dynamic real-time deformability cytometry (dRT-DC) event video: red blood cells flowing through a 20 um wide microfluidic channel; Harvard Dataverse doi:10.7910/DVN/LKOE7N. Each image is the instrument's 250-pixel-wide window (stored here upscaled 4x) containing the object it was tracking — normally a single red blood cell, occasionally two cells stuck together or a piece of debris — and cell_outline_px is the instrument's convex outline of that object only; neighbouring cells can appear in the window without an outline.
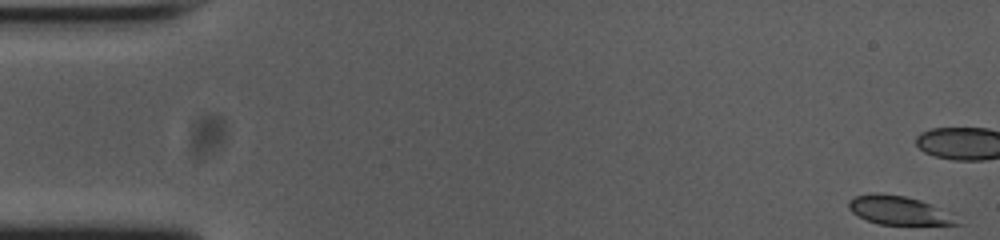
{"species": "common noctule bat (a hibernating species)", "species_latin": "Nyctalus noctula", "temperature_condition": "cold", "stored_images_in_passage": 55, "camera_frame_rate_fps": 3000, "um_per_image_px": 0.085, "animal": {"sex": "female", "body_mass_g": 23.0, "forearm_length_mm": 53.4}, "frame": {"image": 1, "passage_image": 1, "time_ms": 0.0, "image_size_px": [1000, 240], "cell_outline_px": [[960, 224], [880, 224], [868, 220], [852, 212], [848, 208], [848, 200], [856, 196], [904, 196], [920, 200], [928, 204]], "centroid_in_image_um": [76.25, 17.91], "position_along_channel_um": 8.7, "area_um2": 16.3}}
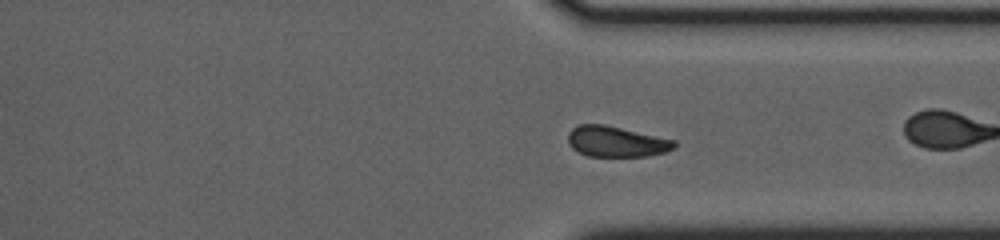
{"frame": {"image": 2, "passage_image": 40, "time_ms": 13.0, "image_size_px": [1000, 240], "cell_outline_px": [[676, 144], [672, 148], [664, 152], [648, 156], [588, 156], [572, 148], [568, 144], [568, 132], [572, 128], [580, 124], [604, 124], [676, 140]], "centroid_in_image_um": [52.36, 12.03], "position_along_channel_um": 359.0, "area_um2": 18.9}}
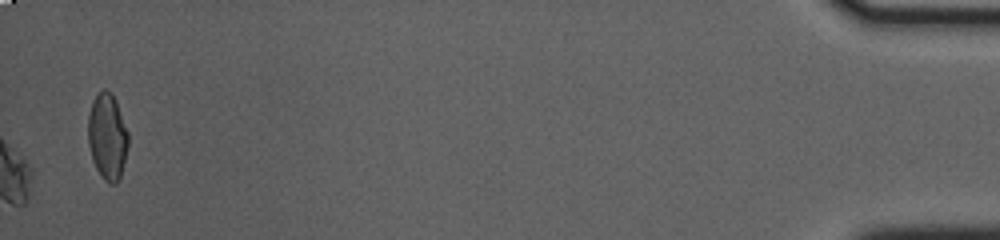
{"frame": {"image": 3, "passage_image": 55, "time_ms": 18.0, "image_size_px": [1000, 240], "cell_outline_px": [[128, 148], [120, 176], [116, 184], [108, 184], [100, 176], [92, 160], [88, 144], [88, 116], [92, 100], [104, 88], [116, 100], [128, 132]], "centroid_in_image_um": [9.12, 11.64], "position_along_channel_um": 426.1, "area_um2": 20.23}, "authors_computed_cell_mechanics": {"area_um2": 19.7098, "velocity_mm_per_s": 3.7404, "shape_relaxation_time_tau1_ms": null, "shape_relaxation_time_tau2_ms": 4.9634, "deformation_change_tau1": null, "deformation_change_tau2": 0.0547}}